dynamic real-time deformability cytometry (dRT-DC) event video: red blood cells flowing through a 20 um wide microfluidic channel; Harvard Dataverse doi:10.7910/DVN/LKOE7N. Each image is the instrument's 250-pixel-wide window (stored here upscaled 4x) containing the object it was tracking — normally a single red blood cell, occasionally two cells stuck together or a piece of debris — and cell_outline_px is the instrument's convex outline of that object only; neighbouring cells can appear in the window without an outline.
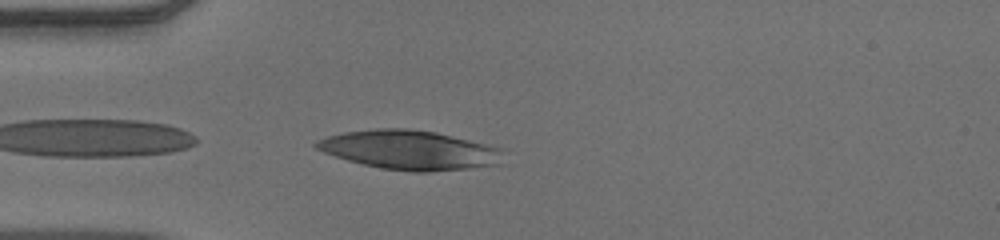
{"species": "human", "species_latin": "Homo sapiens", "temperature_condition": "warm", "stored_images_in_passage": 36, "camera_frame_rate_fps": 3000, "um_per_image_px": 0.085, "donor": {"sex": "male"}, "frame": {"image": 1, "passage_image": 1, "time_ms": 0.0, "image_size_px": [1000, 240], "cell_outline_px": [[504, 148], [500, 164], [468, 168], [428, 172], [412, 172], [380, 168], [348, 160], [324, 152], [316, 148], [312, 144], [316, 140], [328, 136], [344, 132], [376, 128], [408, 128], [436, 132]], "centroid_in_image_um": [34.82, 12.74], "position_along_channel_um": 50.2, "area_um2": 42.77}}
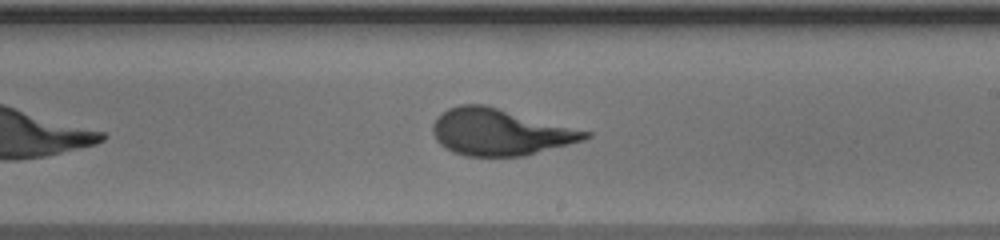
{"frame": {"image": 2, "passage_image": 17, "time_ms": 5.333, "image_size_px": [1000, 240], "cell_outline_px": [[592, 136], [584, 140], [524, 156], [464, 156], [452, 152], [440, 144], [436, 140], [432, 132], [432, 124], [436, 116], [448, 108], [460, 104], [484, 104], [592, 132]], "centroid_in_image_um": [42.47, 11.22], "position_along_channel_um": 246.5, "area_um2": 41.5}}
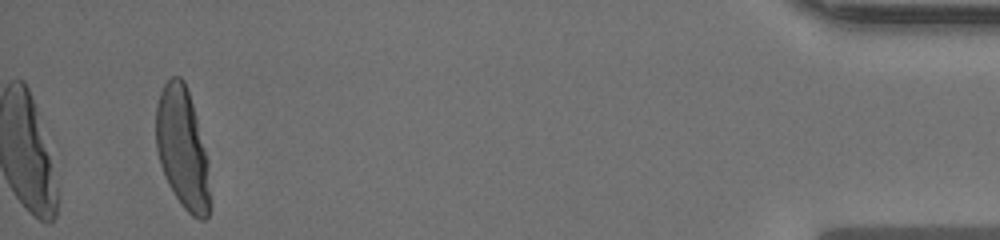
{"frame": {"image": 3, "passage_image": 36, "time_ms": 11.667, "image_size_px": [1000, 240], "cell_outline_px": [[208, 216], [204, 220], [200, 220], [192, 216], [184, 208], [168, 184], [160, 164], [156, 148], [156, 104], [160, 92], [164, 84], [172, 76], [180, 76], [184, 80], [192, 104], [208, 160]], "centroid_in_image_um": [15.48, 12.58], "position_along_channel_um": 419.7, "area_um2": 37.51}, "authors_computed_cell_mechanics": {"area_um2": 40.9224, "velocity_mm_per_s": 3.9233, "shape_relaxation_time_tau1_ms": 6.5356, "shape_relaxation_time_tau2_ms": null, "deformation_change_tau1": 0.279, "deformation_change_tau2": null}}